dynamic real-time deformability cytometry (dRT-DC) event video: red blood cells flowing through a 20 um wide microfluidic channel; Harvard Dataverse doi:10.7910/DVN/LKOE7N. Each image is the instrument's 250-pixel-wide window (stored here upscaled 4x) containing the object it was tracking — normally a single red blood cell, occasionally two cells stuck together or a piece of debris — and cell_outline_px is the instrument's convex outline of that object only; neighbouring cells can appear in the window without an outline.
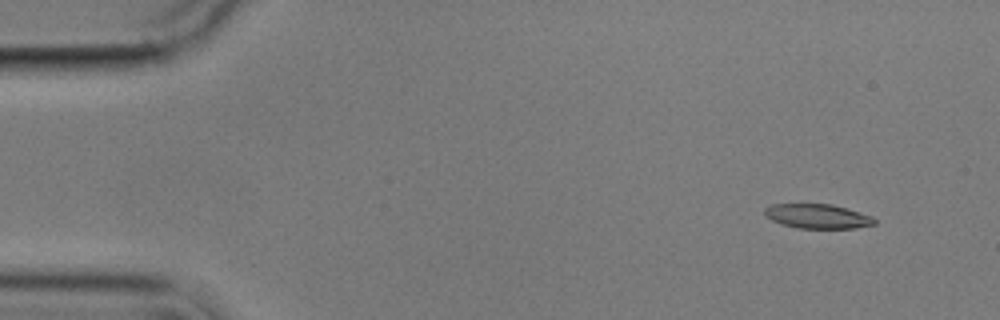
{"species": "common noctule bat (a hibernating species)", "species_latin": "Nyctalus noctula", "temperature_condition": "cold", "stored_images_in_passage": 7, "camera_frame_rate_fps": 3000, "um_per_image_px": 0.085, "animal": {"sex": "male", "body_mass_g": 17.9}, "frame": {"image": 1, "passage_image": 1, "time_ms": 0.0, "image_size_px": [1000, 320], "cell_outline_px": [[876, 224], [856, 228], [796, 228], [780, 224], [764, 216], [764, 208], [772, 204], [832, 204], [848, 208], [872, 216], [876, 220]], "centroid_in_image_um": [69.49, 18.38], "position_along_channel_um": 15.5, "area_um2": 15.84}}
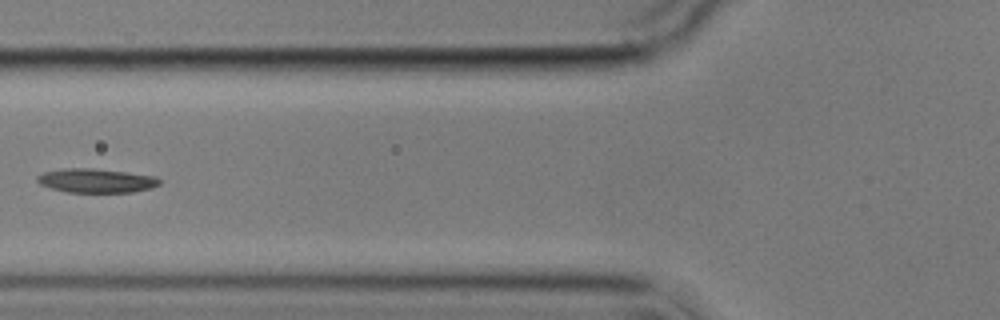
{"frame": {"image": 2, "passage_image": 5, "time_ms": 5.667, "image_size_px": [1000, 320], "cell_outline_px": [[160, 184], [152, 188], [132, 192], [68, 192], [52, 188], [40, 184], [36, 180], [36, 176], [44, 172], [64, 168], [92, 168], [156, 176], [160, 180]], "centroid_in_image_um": [8.18, 15.35], "position_along_channel_um": 117.6, "area_um2": 17.05}}
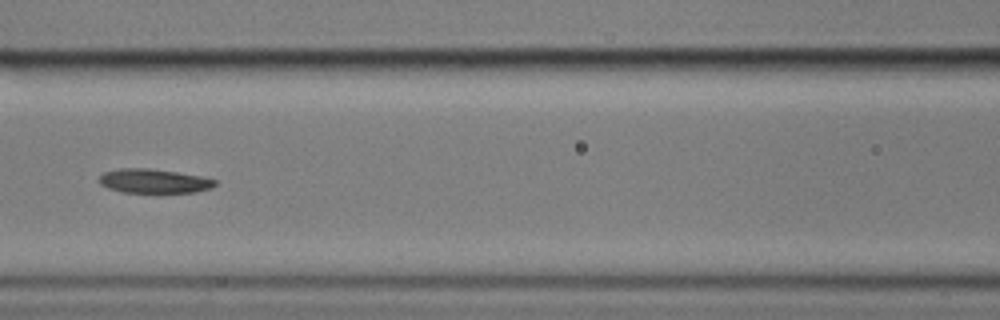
{"frame": {"image": 3, "passage_image": 6, "time_ms": 6.667, "image_size_px": [1000, 320], "cell_outline_px": [[216, 184], [212, 188], [196, 192], [124, 192], [108, 188], [100, 184], [100, 176], [104, 172], [120, 168], [148, 168], [176, 172], [200, 176], [216, 180]], "centroid_in_image_um": [13.09, 15.38], "position_along_channel_um": 153.5, "area_um2": 16.13}}